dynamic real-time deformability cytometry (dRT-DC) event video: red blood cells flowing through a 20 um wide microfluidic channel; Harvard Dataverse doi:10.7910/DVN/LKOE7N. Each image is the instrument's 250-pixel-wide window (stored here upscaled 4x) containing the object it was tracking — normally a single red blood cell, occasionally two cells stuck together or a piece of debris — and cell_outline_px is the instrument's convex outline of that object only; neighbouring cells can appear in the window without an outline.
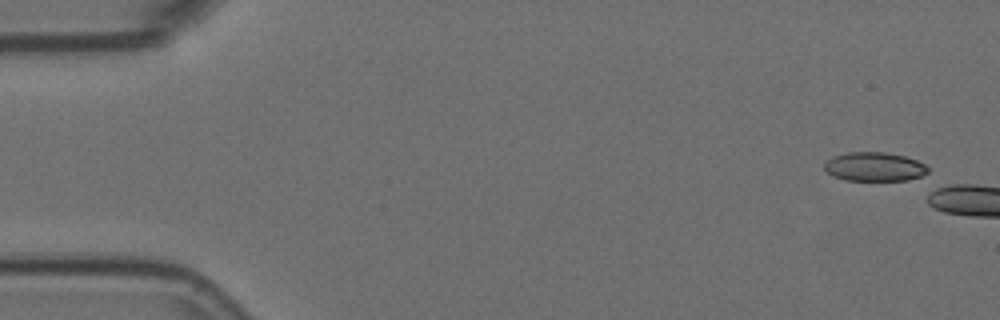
{"species": "Egyptian fruit bat (a non-hibernating species)", "species_latin": "Rousettus aegyptiacus", "temperature_condition": "room temperature", "stored_images_in_passage": 3, "camera_frame_rate_fps": 3000, "um_per_image_px": 0.085, "animal": {"sex": "female"}, "frame": {"image": 1, "passage_image": 1, "time_ms": 0.0, "image_size_px": [1000, 320], "cell_outline_px": [[928, 172], [920, 176], [908, 180], [844, 180], [832, 176], [824, 168], [824, 164], [832, 156], [848, 152], [884, 152], [904, 156], [916, 160], [924, 164], [928, 168]], "centroid_in_image_um": [74.3, 14.17], "position_along_channel_um": 10.7, "area_um2": 17.4}}